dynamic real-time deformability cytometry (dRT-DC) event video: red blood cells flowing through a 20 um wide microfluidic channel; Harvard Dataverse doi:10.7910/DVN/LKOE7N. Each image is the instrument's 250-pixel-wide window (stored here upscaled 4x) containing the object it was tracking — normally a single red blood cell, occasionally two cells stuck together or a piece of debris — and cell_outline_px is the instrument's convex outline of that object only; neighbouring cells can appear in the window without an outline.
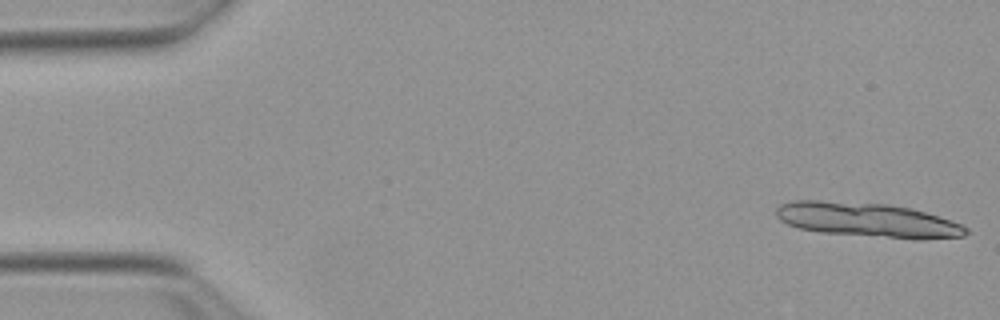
{"species": "Egyptian fruit bat (a non-hibernating species)", "species_latin": "Rousettus aegyptiacus", "temperature_condition": "warm", "stored_images_in_passage": 12, "camera_frame_rate_fps": 3000, "um_per_image_px": 0.085, "animal": {"sex": "female"}, "frame": {"image": 1, "passage_image": 1, "time_ms": 0.0, "image_size_px": [1000, 320], "cell_outline_px": [[968, 232], [964, 236], [920, 240], [912, 240], [820, 232], [800, 228], [788, 224], [780, 220], [776, 216], [776, 208], [780, 204], [792, 200], [820, 200], [888, 204], [912, 208], [960, 224], [968, 228]], "centroid_in_image_um": [73.72, 18.7], "position_along_channel_um": 11.3, "area_um2": 38.26}}